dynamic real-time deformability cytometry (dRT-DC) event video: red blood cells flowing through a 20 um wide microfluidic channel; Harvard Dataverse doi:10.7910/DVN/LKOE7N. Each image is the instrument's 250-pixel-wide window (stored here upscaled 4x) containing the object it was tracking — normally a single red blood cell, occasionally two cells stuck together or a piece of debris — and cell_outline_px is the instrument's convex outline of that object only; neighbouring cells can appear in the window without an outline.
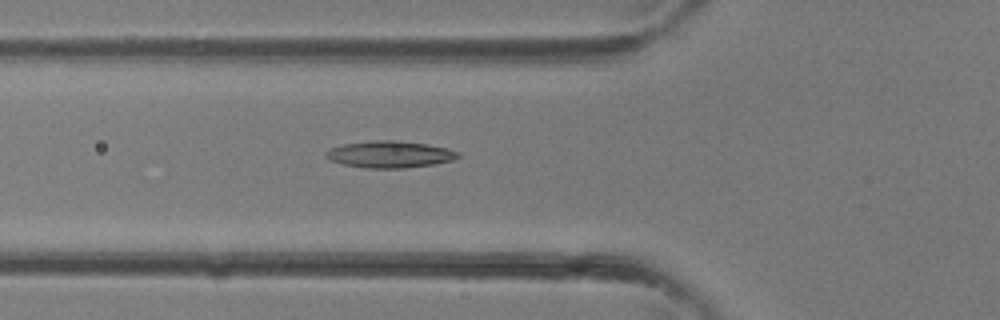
{"species": "common noctule bat (a hibernating species)", "species_latin": "Nyctalus noctula", "temperature_condition": "room temperature", "stored_images_in_passage": 35, "camera_frame_rate_fps": 3000, "um_per_image_px": 0.085, "animal": {"sex": "female"}, "frame": {"image": 1, "passage_image": 12, "time_ms": 3.667, "image_size_px": [1000, 320], "cell_outline_px": [[460, 156], [452, 160], [432, 164], [404, 168], [364, 168], [344, 164], [328, 160], [324, 156], [324, 152], [328, 148], [344, 144], [372, 140], [400, 140], [448, 148], [460, 152]], "centroid_in_image_um": [33.08, 13.11], "position_along_channel_um": 92.7, "area_um2": 20.75}}
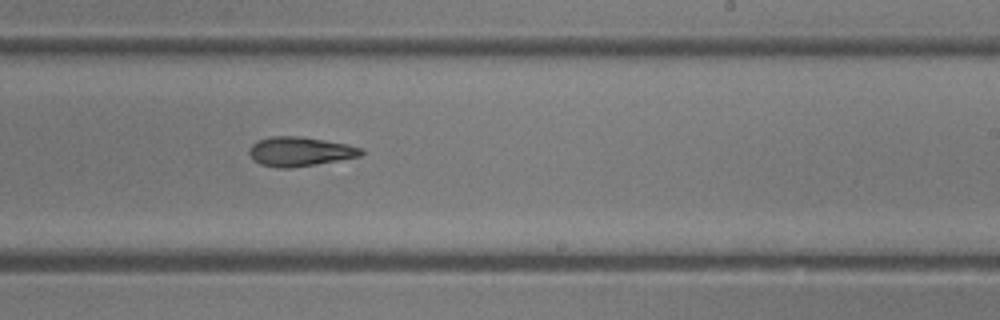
{"frame": {"image": 2, "passage_image": 21, "time_ms": 6.667, "image_size_px": [1000, 320], "cell_outline_px": [[364, 152], [360, 156], [316, 164], [288, 168], [280, 168], [260, 164], [248, 152], [252, 144], [268, 136], [300, 136], [348, 144], [360, 148]], "centroid_in_image_um": [25.49, 12.87], "position_along_channel_um": 263.5, "area_um2": 18.84}}
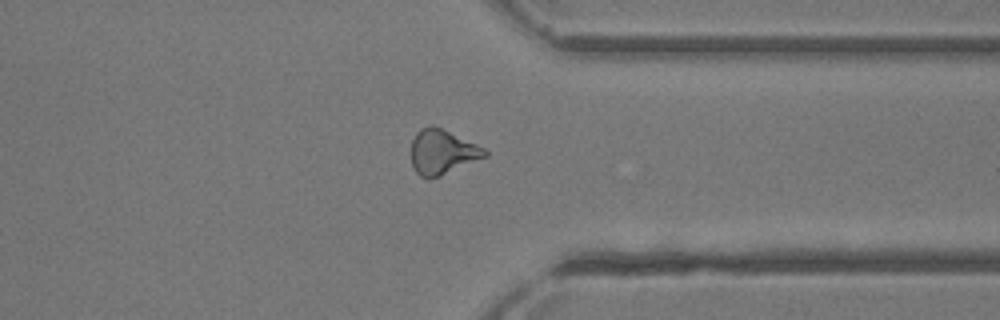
{"frame": {"image": 3, "passage_image": 27, "time_ms": 8.667, "image_size_px": [1000, 320], "cell_outline_px": [[488, 156], [440, 176], [428, 180], [420, 176], [416, 172], [412, 164], [412, 140], [416, 132], [420, 128], [440, 128], [476, 144], [484, 148], [488, 152]], "centroid_in_image_um": [37.6, 12.96], "position_along_channel_um": 373.8, "area_um2": 18.84}}